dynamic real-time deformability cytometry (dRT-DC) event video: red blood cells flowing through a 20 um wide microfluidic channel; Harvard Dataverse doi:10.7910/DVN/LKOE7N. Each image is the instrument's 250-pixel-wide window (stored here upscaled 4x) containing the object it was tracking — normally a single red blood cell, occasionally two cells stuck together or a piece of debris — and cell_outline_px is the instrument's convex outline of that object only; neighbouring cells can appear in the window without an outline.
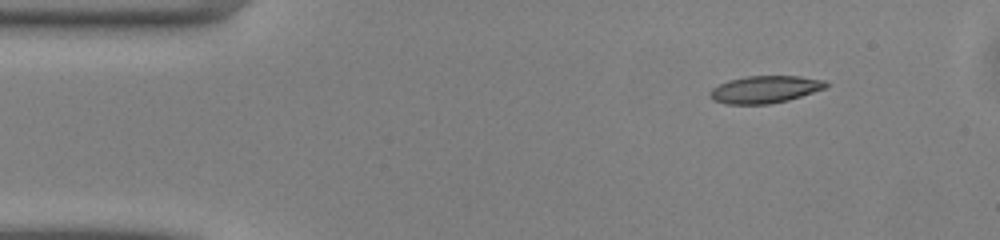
{"species": "common noctule bat (a hibernating species)", "species_latin": "Nyctalus noctula", "temperature_condition": "warm", "stored_images_in_passage": 44, "camera_frame_rate_fps": 3000, "um_per_image_px": 0.085, "animal": {"sex": "male", "body_mass_g": 13.0, "forearm_length_mm": 53.1}, "frame": {"image": 1, "passage_image": 1, "time_ms": 0.0, "image_size_px": [1000, 240], "cell_outline_px": [[828, 84], [824, 88], [788, 100], [768, 104], [724, 104], [712, 100], [708, 92], [712, 88], [728, 80], [744, 76], [800, 76], [824, 80]], "centroid_in_image_um": [64.96, 7.6], "position_along_channel_um": 20.0, "area_um2": 18.38}}
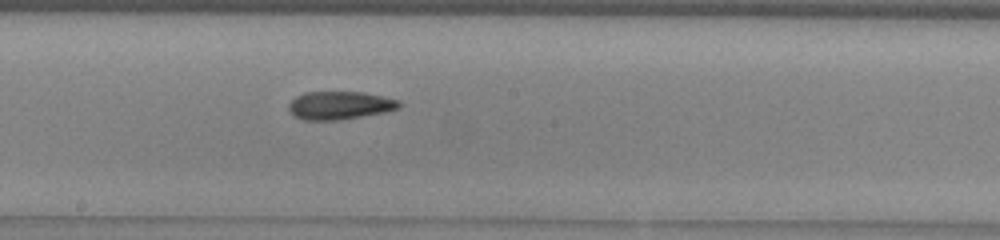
{"frame": {"image": 2, "passage_image": 21, "time_ms": 6.667, "image_size_px": [1000, 240], "cell_outline_px": [[404, 104], [400, 108], [388, 112], [340, 120], [304, 120], [288, 112], [288, 104], [296, 96], [304, 92], [364, 92], [384, 96], [400, 100]], "centroid_in_image_um": [28.93, 8.96], "position_along_channel_um": 219.3, "area_um2": 18.5}}
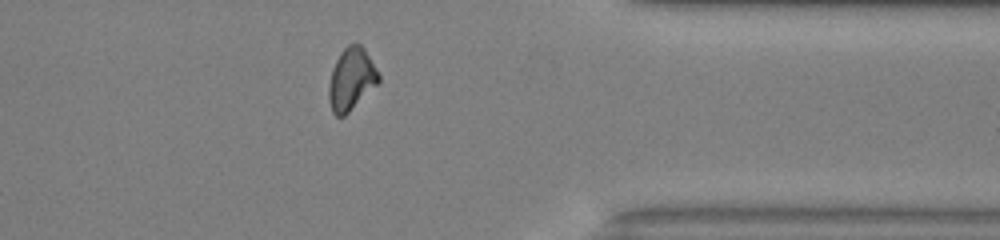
{"frame": {"image": 3, "passage_image": 34, "time_ms": 11.0, "image_size_px": [1000, 240], "cell_outline_px": [[380, 80], [344, 116], [336, 116], [332, 112], [328, 100], [328, 88], [332, 68], [340, 52], [348, 44], [360, 44], [364, 48], [380, 76]], "centroid_in_image_um": [29.82, 6.72], "position_along_channel_um": 381.6, "area_um2": 17.74}, "authors_computed_cell_mechanics": {"area_um2": 18.3226, "velocity_mm_per_s": 4.1157, "shape_relaxation_time_tau1_ms": null, "shape_relaxation_time_tau2_ms": 8.7991, "deformation_change_tau1": null, "deformation_change_tau2": 0.1537}}